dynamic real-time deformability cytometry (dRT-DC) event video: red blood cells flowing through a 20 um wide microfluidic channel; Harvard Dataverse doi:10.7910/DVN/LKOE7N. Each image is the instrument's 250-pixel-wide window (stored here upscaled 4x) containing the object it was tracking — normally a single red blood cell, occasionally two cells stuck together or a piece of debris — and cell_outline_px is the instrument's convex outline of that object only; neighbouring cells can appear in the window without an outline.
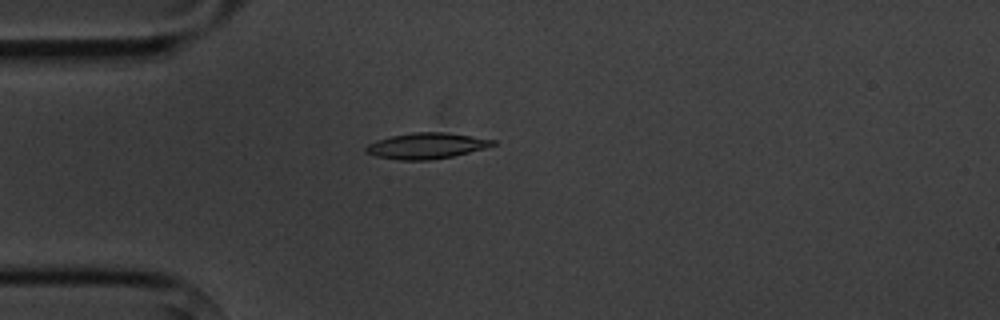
{"species": "common noctule bat (a hibernating species)", "species_latin": "Nyctalus noctula", "temperature_condition": "cold", "stored_images_in_passage": 3, "camera_frame_rate_fps": 3000, "um_per_image_px": 0.085, "animal": {"sex": "male", "body_mass_g": 20.1, "forearm_length_mm": 53.5}, "frame": {"image": 1, "passage_image": 2, "time_ms": 1.333, "image_size_px": [1000, 320], "cell_outline_px": [[496, 144], [484, 148], [452, 156], [428, 160], [400, 160], [376, 156], [364, 152], [364, 148], [368, 144], [376, 140], [392, 136], [416, 132], [444, 132], [472, 136], [496, 140]], "centroid_in_image_um": [36.22, 12.39], "position_along_channel_um": 48.8, "area_um2": 18.96}}